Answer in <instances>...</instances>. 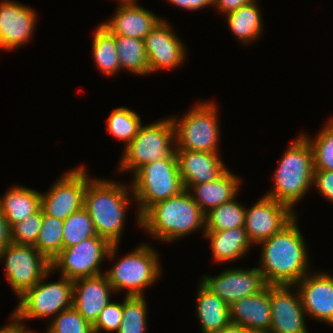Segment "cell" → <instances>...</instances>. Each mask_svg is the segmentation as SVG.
I'll return each instance as SVG.
<instances>
[{
  "label": "cell",
  "instance_id": "cell-1",
  "mask_svg": "<svg viewBox=\"0 0 333 333\" xmlns=\"http://www.w3.org/2000/svg\"><path fill=\"white\" fill-rule=\"evenodd\" d=\"M295 216L270 238L261 241V266L258 267L268 285H295L309 272L306 241Z\"/></svg>",
  "mask_w": 333,
  "mask_h": 333
},
{
  "label": "cell",
  "instance_id": "cell-2",
  "mask_svg": "<svg viewBox=\"0 0 333 333\" xmlns=\"http://www.w3.org/2000/svg\"><path fill=\"white\" fill-rule=\"evenodd\" d=\"M188 189L151 205L141 216L140 226L160 241L172 242L205 228V213ZM202 227V228H201Z\"/></svg>",
  "mask_w": 333,
  "mask_h": 333
},
{
  "label": "cell",
  "instance_id": "cell-3",
  "mask_svg": "<svg viewBox=\"0 0 333 333\" xmlns=\"http://www.w3.org/2000/svg\"><path fill=\"white\" fill-rule=\"evenodd\" d=\"M91 178L87 181L84 208L90 215L98 236L119 244L129 204L127 185Z\"/></svg>",
  "mask_w": 333,
  "mask_h": 333
},
{
  "label": "cell",
  "instance_id": "cell-4",
  "mask_svg": "<svg viewBox=\"0 0 333 333\" xmlns=\"http://www.w3.org/2000/svg\"><path fill=\"white\" fill-rule=\"evenodd\" d=\"M273 175V189L265 195L287 204L292 210L312 188L314 177L313 150L299 135L285 151Z\"/></svg>",
  "mask_w": 333,
  "mask_h": 333
},
{
  "label": "cell",
  "instance_id": "cell-5",
  "mask_svg": "<svg viewBox=\"0 0 333 333\" xmlns=\"http://www.w3.org/2000/svg\"><path fill=\"white\" fill-rule=\"evenodd\" d=\"M133 175L134 181L129 190L132 198L138 203L136 217L138 225H140V216L151 205L169 199L185 189L175 153L169 159L144 164Z\"/></svg>",
  "mask_w": 333,
  "mask_h": 333
},
{
  "label": "cell",
  "instance_id": "cell-6",
  "mask_svg": "<svg viewBox=\"0 0 333 333\" xmlns=\"http://www.w3.org/2000/svg\"><path fill=\"white\" fill-rule=\"evenodd\" d=\"M214 102H201L180 120L171 117L174 125L175 149L218 153L220 127Z\"/></svg>",
  "mask_w": 333,
  "mask_h": 333
},
{
  "label": "cell",
  "instance_id": "cell-7",
  "mask_svg": "<svg viewBox=\"0 0 333 333\" xmlns=\"http://www.w3.org/2000/svg\"><path fill=\"white\" fill-rule=\"evenodd\" d=\"M174 125L165 118L139 128L137 135L125 147L119 171L133 174L144 164L169 159L175 148ZM174 144V145H173Z\"/></svg>",
  "mask_w": 333,
  "mask_h": 333
},
{
  "label": "cell",
  "instance_id": "cell-8",
  "mask_svg": "<svg viewBox=\"0 0 333 333\" xmlns=\"http://www.w3.org/2000/svg\"><path fill=\"white\" fill-rule=\"evenodd\" d=\"M158 253L148 244H141L112 266L106 276L114 291L126 289L125 296H144V289L160 277Z\"/></svg>",
  "mask_w": 333,
  "mask_h": 333
},
{
  "label": "cell",
  "instance_id": "cell-9",
  "mask_svg": "<svg viewBox=\"0 0 333 333\" xmlns=\"http://www.w3.org/2000/svg\"><path fill=\"white\" fill-rule=\"evenodd\" d=\"M51 272L53 271L50 269L39 282L19 297L20 301L13 313L21 321L42 319L51 315L53 318L72 307L73 280L61 276L57 282L44 283Z\"/></svg>",
  "mask_w": 333,
  "mask_h": 333
},
{
  "label": "cell",
  "instance_id": "cell-10",
  "mask_svg": "<svg viewBox=\"0 0 333 333\" xmlns=\"http://www.w3.org/2000/svg\"><path fill=\"white\" fill-rule=\"evenodd\" d=\"M118 244H111L100 236L81 241L72 247L63 248L51 261V270L57 268L61 276L70 280L100 275V264L106 258H114Z\"/></svg>",
  "mask_w": 333,
  "mask_h": 333
},
{
  "label": "cell",
  "instance_id": "cell-11",
  "mask_svg": "<svg viewBox=\"0 0 333 333\" xmlns=\"http://www.w3.org/2000/svg\"><path fill=\"white\" fill-rule=\"evenodd\" d=\"M2 259H5L8 283L18 297L39 282L51 269V262L34 245L10 242L0 251V261Z\"/></svg>",
  "mask_w": 333,
  "mask_h": 333
},
{
  "label": "cell",
  "instance_id": "cell-12",
  "mask_svg": "<svg viewBox=\"0 0 333 333\" xmlns=\"http://www.w3.org/2000/svg\"><path fill=\"white\" fill-rule=\"evenodd\" d=\"M84 166L62 174L49 191L41 193V208L51 217L65 220L84 207L87 181L90 179Z\"/></svg>",
  "mask_w": 333,
  "mask_h": 333
},
{
  "label": "cell",
  "instance_id": "cell-13",
  "mask_svg": "<svg viewBox=\"0 0 333 333\" xmlns=\"http://www.w3.org/2000/svg\"><path fill=\"white\" fill-rule=\"evenodd\" d=\"M295 216L287 204L265 195L246 208L244 228L252 245H257L279 232Z\"/></svg>",
  "mask_w": 333,
  "mask_h": 333
},
{
  "label": "cell",
  "instance_id": "cell-14",
  "mask_svg": "<svg viewBox=\"0 0 333 333\" xmlns=\"http://www.w3.org/2000/svg\"><path fill=\"white\" fill-rule=\"evenodd\" d=\"M201 284L228 306L246 296L259 293L268 286L258 267L226 269L215 277L205 275Z\"/></svg>",
  "mask_w": 333,
  "mask_h": 333
},
{
  "label": "cell",
  "instance_id": "cell-15",
  "mask_svg": "<svg viewBox=\"0 0 333 333\" xmlns=\"http://www.w3.org/2000/svg\"><path fill=\"white\" fill-rule=\"evenodd\" d=\"M291 287L294 285H270L269 333H309L300 293L298 290L292 293Z\"/></svg>",
  "mask_w": 333,
  "mask_h": 333
},
{
  "label": "cell",
  "instance_id": "cell-16",
  "mask_svg": "<svg viewBox=\"0 0 333 333\" xmlns=\"http://www.w3.org/2000/svg\"><path fill=\"white\" fill-rule=\"evenodd\" d=\"M181 41L167 21L161 19L158 22L144 38L149 74L162 69H175L183 64L186 49Z\"/></svg>",
  "mask_w": 333,
  "mask_h": 333
},
{
  "label": "cell",
  "instance_id": "cell-17",
  "mask_svg": "<svg viewBox=\"0 0 333 333\" xmlns=\"http://www.w3.org/2000/svg\"><path fill=\"white\" fill-rule=\"evenodd\" d=\"M29 7L10 0L0 1V49L12 51L31 40L38 16Z\"/></svg>",
  "mask_w": 333,
  "mask_h": 333
},
{
  "label": "cell",
  "instance_id": "cell-18",
  "mask_svg": "<svg viewBox=\"0 0 333 333\" xmlns=\"http://www.w3.org/2000/svg\"><path fill=\"white\" fill-rule=\"evenodd\" d=\"M310 275L308 273L294 285L299 289L304 310L308 316L333 325V275Z\"/></svg>",
  "mask_w": 333,
  "mask_h": 333
},
{
  "label": "cell",
  "instance_id": "cell-19",
  "mask_svg": "<svg viewBox=\"0 0 333 333\" xmlns=\"http://www.w3.org/2000/svg\"><path fill=\"white\" fill-rule=\"evenodd\" d=\"M113 287L106 274L73 280L72 306L93 325L102 310L111 302Z\"/></svg>",
  "mask_w": 333,
  "mask_h": 333
},
{
  "label": "cell",
  "instance_id": "cell-20",
  "mask_svg": "<svg viewBox=\"0 0 333 333\" xmlns=\"http://www.w3.org/2000/svg\"><path fill=\"white\" fill-rule=\"evenodd\" d=\"M178 170L185 189L218 179L226 170L219 153L175 149Z\"/></svg>",
  "mask_w": 333,
  "mask_h": 333
},
{
  "label": "cell",
  "instance_id": "cell-21",
  "mask_svg": "<svg viewBox=\"0 0 333 333\" xmlns=\"http://www.w3.org/2000/svg\"><path fill=\"white\" fill-rule=\"evenodd\" d=\"M136 1L120 2L111 20L101 24L115 36L144 40L161 19L139 6Z\"/></svg>",
  "mask_w": 333,
  "mask_h": 333
},
{
  "label": "cell",
  "instance_id": "cell-22",
  "mask_svg": "<svg viewBox=\"0 0 333 333\" xmlns=\"http://www.w3.org/2000/svg\"><path fill=\"white\" fill-rule=\"evenodd\" d=\"M231 323L249 331L269 333L271 324L270 285L229 306Z\"/></svg>",
  "mask_w": 333,
  "mask_h": 333
},
{
  "label": "cell",
  "instance_id": "cell-23",
  "mask_svg": "<svg viewBox=\"0 0 333 333\" xmlns=\"http://www.w3.org/2000/svg\"><path fill=\"white\" fill-rule=\"evenodd\" d=\"M241 182L238 176L227 169L218 179L203 184L190 185L187 189L193 191L194 201L206 214L211 209L236 198Z\"/></svg>",
  "mask_w": 333,
  "mask_h": 333
},
{
  "label": "cell",
  "instance_id": "cell-24",
  "mask_svg": "<svg viewBox=\"0 0 333 333\" xmlns=\"http://www.w3.org/2000/svg\"><path fill=\"white\" fill-rule=\"evenodd\" d=\"M41 208V193L24 186H14L0 198V210L11 229Z\"/></svg>",
  "mask_w": 333,
  "mask_h": 333
},
{
  "label": "cell",
  "instance_id": "cell-25",
  "mask_svg": "<svg viewBox=\"0 0 333 333\" xmlns=\"http://www.w3.org/2000/svg\"><path fill=\"white\" fill-rule=\"evenodd\" d=\"M203 234L211 241L212 256L219 263L243 257L252 245L244 227L224 231H205Z\"/></svg>",
  "mask_w": 333,
  "mask_h": 333
},
{
  "label": "cell",
  "instance_id": "cell-26",
  "mask_svg": "<svg viewBox=\"0 0 333 333\" xmlns=\"http://www.w3.org/2000/svg\"><path fill=\"white\" fill-rule=\"evenodd\" d=\"M196 314L203 333H216L230 321L229 306L202 284L198 287Z\"/></svg>",
  "mask_w": 333,
  "mask_h": 333
},
{
  "label": "cell",
  "instance_id": "cell-27",
  "mask_svg": "<svg viewBox=\"0 0 333 333\" xmlns=\"http://www.w3.org/2000/svg\"><path fill=\"white\" fill-rule=\"evenodd\" d=\"M255 1L226 14L227 23L233 35L245 44H250L263 33L262 14Z\"/></svg>",
  "mask_w": 333,
  "mask_h": 333
},
{
  "label": "cell",
  "instance_id": "cell-28",
  "mask_svg": "<svg viewBox=\"0 0 333 333\" xmlns=\"http://www.w3.org/2000/svg\"><path fill=\"white\" fill-rule=\"evenodd\" d=\"M93 59L96 67L107 76H112L121 69L115 35L102 24L96 28L92 39Z\"/></svg>",
  "mask_w": 333,
  "mask_h": 333
},
{
  "label": "cell",
  "instance_id": "cell-29",
  "mask_svg": "<svg viewBox=\"0 0 333 333\" xmlns=\"http://www.w3.org/2000/svg\"><path fill=\"white\" fill-rule=\"evenodd\" d=\"M121 69L135 75L149 74V64L144 40L126 36H115Z\"/></svg>",
  "mask_w": 333,
  "mask_h": 333
},
{
  "label": "cell",
  "instance_id": "cell-30",
  "mask_svg": "<svg viewBox=\"0 0 333 333\" xmlns=\"http://www.w3.org/2000/svg\"><path fill=\"white\" fill-rule=\"evenodd\" d=\"M246 207L234 198L205 214V231H224L245 226Z\"/></svg>",
  "mask_w": 333,
  "mask_h": 333
},
{
  "label": "cell",
  "instance_id": "cell-31",
  "mask_svg": "<svg viewBox=\"0 0 333 333\" xmlns=\"http://www.w3.org/2000/svg\"><path fill=\"white\" fill-rule=\"evenodd\" d=\"M63 225L64 220L43 212L41 230L34 247L50 262L63 249Z\"/></svg>",
  "mask_w": 333,
  "mask_h": 333
},
{
  "label": "cell",
  "instance_id": "cell-32",
  "mask_svg": "<svg viewBox=\"0 0 333 333\" xmlns=\"http://www.w3.org/2000/svg\"><path fill=\"white\" fill-rule=\"evenodd\" d=\"M94 236H97V233L93 221L84 207L64 220L63 248L72 247Z\"/></svg>",
  "mask_w": 333,
  "mask_h": 333
},
{
  "label": "cell",
  "instance_id": "cell-33",
  "mask_svg": "<svg viewBox=\"0 0 333 333\" xmlns=\"http://www.w3.org/2000/svg\"><path fill=\"white\" fill-rule=\"evenodd\" d=\"M141 120L136 112L119 107L112 111V114L107 118V132L112 134L116 139L122 140L127 146L137 135L141 127Z\"/></svg>",
  "mask_w": 333,
  "mask_h": 333
},
{
  "label": "cell",
  "instance_id": "cell-34",
  "mask_svg": "<svg viewBox=\"0 0 333 333\" xmlns=\"http://www.w3.org/2000/svg\"><path fill=\"white\" fill-rule=\"evenodd\" d=\"M145 296H125L123 301V317L116 333H146L147 303Z\"/></svg>",
  "mask_w": 333,
  "mask_h": 333
},
{
  "label": "cell",
  "instance_id": "cell-35",
  "mask_svg": "<svg viewBox=\"0 0 333 333\" xmlns=\"http://www.w3.org/2000/svg\"><path fill=\"white\" fill-rule=\"evenodd\" d=\"M313 150L314 170L333 171V126L325 124L315 138L302 134Z\"/></svg>",
  "mask_w": 333,
  "mask_h": 333
},
{
  "label": "cell",
  "instance_id": "cell-36",
  "mask_svg": "<svg viewBox=\"0 0 333 333\" xmlns=\"http://www.w3.org/2000/svg\"><path fill=\"white\" fill-rule=\"evenodd\" d=\"M47 333H94L93 326L72 306L53 317Z\"/></svg>",
  "mask_w": 333,
  "mask_h": 333
},
{
  "label": "cell",
  "instance_id": "cell-37",
  "mask_svg": "<svg viewBox=\"0 0 333 333\" xmlns=\"http://www.w3.org/2000/svg\"><path fill=\"white\" fill-rule=\"evenodd\" d=\"M43 210L27 217L24 221L15 224L11 229V242L24 245H35L41 230Z\"/></svg>",
  "mask_w": 333,
  "mask_h": 333
},
{
  "label": "cell",
  "instance_id": "cell-38",
  "mask_svg": "<svg viewBox=\"0 0 333 333\" xmlns=\"http://www.w3.org/2000/svg\"><path fill=\"white\" fill-rule=\"evenodd\" d=\"M123 302H110L99 314L98 319L92 325L94 333L103 330L109 332L118 331L122 322Z\"/></svg>",
  "mask_w": 333,
  "mask_h": 333
},
{
  "label": "cell",
  "instance_id": "cell-39",
  "mask_svg": "<svg viewBox=\"0 0 333 333\" xmlns=\"http://www.w3.org/2000/svg\"><path fill=\"white\" fill-rule=\"evenodd\" d=\"M326 200L333 203V171L314 170L313 184Z\"/></svg>",
  "mask_w": 333,
  "mask_h": 333
},
{
  "label": "cell",
  "instance_id": "cell-40",
  "mask_svg": "<svg viewBox=\"0 0 333 333\" xmlns=\"http://www.w3.org/2000/svg\"><path fill=\"white\" fill-rule=\"evenodd\" d=\"M252 1L254 0H213V5L226 15L229 12L239 9L241 6L251 3Z\"/></svg>",
  "mask_w": 333,
  "mask_h": 333
},
{
  "label": "cell",
  "instance_id": "cell-41",
  "mask_svg": "<svg viewBox=\"0 0 333 333\" xmlns=\"http://www.w3.org/2000/svg\"><path fill=\"white\" fill-rule=\"evenodd\" d=\"M169 3L184 8L186 10H198L213 6V0H167Z\"/></svg>",
  "mask_w": 333,
  "mask_h": 333
},
{
  "label": "cell",
  "instance_id": "cell-42",
  "mask_svg": "<svg viewBox=\"0 0 333 333\" xmlns=\"http://www.w3.org/2000/svg\"><path fill=\"white\" fill-rule=\"evenodd\" d=\"M12 321L0 328V333H31L32 330L24 328L22 321L14 314H11Z\"/></svg>",
  "mask_w": 333,
  "mask_h": 333
},
{
  "label": "cell",
  "instance_id": "cell-43",
  "mask_svg": "<svg viewBox=\"0 0 333 333\" xmlns=\"http://www.w3.org/2000/svg\"><path fill=\"white\" fill-rule=\"evenodd\" d=\"M11 242L9 225L0 210V251Z\"/></svg>",
  "mask_w": 333,
  "mask_h": 333
},
{
  "label": "cell",
  "instance_id": "cell-44",
  "mask_svg": "<svg viewBox=\"0 0 333 333\" xmlns=\"http://www.w3.org/2000/svg\"><path fill=\"white\" fill-rule=\"evenodd\" d=\"M250 331L247 330L242 325L229 323L227 326L223 327L219 332L216 333H249Z\"/></svg>",
  "mask_w": 333,
  "mask_h": 333
},
{
  "label": "cell",
  "instance_id": "cell-45",
  "mask_svg": "<svg viewBox=\"0 0 333 333\" xmlns=\"http://www.w3.org/2000/svg\"><path fill=\"white\" fill-rule=\"evenodd\" d=\"M328 123L333 126V118H331Z\"/></svg>",
  "mask_w": 333,
  "mask_h": 333
},
{
  "label": "cell",
  "instance_id": "cell-46",
  "mask_svg": "<svg viewBox=\"0 0 333 333\" xmlns=\"http://www.w3.org/2000/svg\"><path fill=\"white\" fill-rule=\"evenodd\" d=\"M249 333H267V332H256V331H250Z\"/></svg>",
  "mask_w": 333,
  "mask_h": 333
},
{
  "label": "cell",
  "instance_id": "cell-47",
  "mask_svg": "<svg viewBox=\"0 0 333 333\" xmlns=\"http://www.w3.org/2000/svg\"><path fill=\"white\" fill-rule=\"evenodd\" d=\"M120 2H123V1H134V0H118Z\"/></svg>",
  "mask_w": 333,
  "mask_h": 333
}]
</instances>
